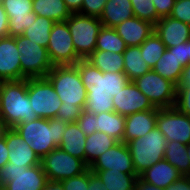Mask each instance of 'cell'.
<instances>
[{"label": "cell", "instance_id": "obj_1", "mask_svg": "<svg viewBox=\"0 0 190 190\" xmlns=\"http://www.w3.org/2000/svg\"><path fill=\"white\" fill-rule=\"evenodd\" d=\"M75 65L87 89L84 110L95 115L113 112L112 97L130 82L126 74L124 72L103 73L86 59H81Z\"/></svg>", "mask_w": 190, "mask_h": 190}, {"label": "cell", "instance_id": "obj_2", "mask_svg": "<svg viewBox=\"0 0 190 190\" xmlns=\"http://www.w3.org/2000/svg\"><path fill=\"white\" fill-rule=\"evenodd\" d=\"M67 125V122L57 118H38L19 123L14 129L41 159L60 145Z\"/></svg>", "mask_w": 190, "mask_h": 190}, {"label": "cell", "instance_id": "obj_3", "mask_svg": "<svg viewBox=\"0 0 190 190\" xmlns=\"http://www.w3.org/2000/svg\"><path fill=\"white\" fill-rule=\"evenodd\" d=\"M0 118L9 128L38 119L31 108L27 79L2 81Z\"/></svg>", "mask_w": 190, "mask_h": 190}, {"label": "cell", "instance_id": "obj_4", "mask_svg": "<svg viewBox=\"0 0 190 190\" xmlns=\"http://www.w3.org/2000/svg\"><path fill=\"white\" fill-rule=\"evenodd\" d=\"M62 103L78 105L83 110L86 105L87 89L82 83L76 65H55L46 75Z\"/></svg>", "mask_w": 190, "mask_h": 190}, {"label": "cell", "instance_id": "obj_5", "mask_svg": "<svg viewBox=\"0 0 190 190\" xmlns=\"http://www.w3.org/2000/svg\"><path fill=\"white\" fill-rule=\"evenodd\" d=\"M126 144L132 156L134 170L139 176L147 168L164 159L167 140L156 126L145 136L132 139Z\"/></svg>", "mask_w": 190, "mask_h": 190}, {"label": "cell", "instance_id": "obj_6", "mask_svg": "<svg viewBox=\"0 0 190 190\" xmlns=\"http://www.w3.org/2000/svg\"><path fill=\"white\" fill-rule=\"evenodd\" d=\"M73 45L81 59H87L95 50L102 23L98 17L72 13L66 20Z\"/></svg>", "mask_w": 190, "mask_h": 190}, {"label": "cell", "instance_id": "obj_7", "mask_svg": "<svg viewBox=\"0 0 190 190\" xmlns=\"http://www.w3.org/2000/svg\"><path fill=\"white\" fill-rule=\"evenodd\" d=\"M15 41L20 52L21 79L46 77L53 68L47 48L22 35L15 36Z\"/></svg>", "mask_w": 190, "mask_h": 190}, {"label": "cell", "instance_id": "obj_8", "mask_svg": "<svg viewBox=\"0 0 190 190\" xmlns=\"http://www.w3.org/2000/svg\"><path fill=\"white\" fill-rule=\"evenodd\" d=\"M47 181L41 164L26 167L8 162L0 169V187L5 190H42Z\"/></svg>", "mask_w": 190, "mask_h": 190}, {"label": "cell", "instance_id": "obj_9", "mask_svg": "<svg viewBox=\"0 0 190 190\" xmlns=\"http://www.w3.org/2000/svg\"><path fill=\"white\" fill-rule=\"evenodd\" d=\"M27 93L38 118H56L62 101L46 77L27 78Z\"/></svg>", "mask_w": 190, "mask_h": 190}, {"label": "cell", "instance_id": "obj_10", "mask_svg": "<svg viewBox=\"0 0 190 190\" xmlns=\"http://www.w3.org/2000/svg\"><path fill=\"white\" fill-rule=\"evenodd\" d=\"M156 108L175 107L176 85L151 69L132 81Z\"/></svg>", "mask_w": 190, "mask_h": 190}, {"label": "cell", "instance_id": "obj_11", "mask_svg": "<svg viewBox=\"0 0 190 190\" xmlns=\"http://www.w3.org/2000/svg\"><path fill=\"white\" fill-rule=\"evenodd\" d=\"M40 164L48 180L62 181L84 173L89 167L59 147L40 159Z\"/></svg>", "mask_w": 190, "mask_h": 190}, {"label": "cell", "instance_id": "obj_12", "mask_svg": "<svg viewBox=\"0 0 190 190\" xmlns=\"http://www.w3.org/2000/svg\"><path fill=\"white\" fill-rule=\"evenodd\" d=\"M49 59L55 65H75L81 58L77 55L67 22H55L47 46Z\"/></svg>", "mask_w": 190, "mask_h": 190}, {"label": "cell", "instance_id": "obj_13", "mask_svg": "<svg viewBox=\"0 0 190 190\" xmlns=\"http://www.w3.org/2000/svg\"><path fill=\"white\" fill-rule=\"evenodd\" d=\"M156 126L167 141L190 143V116L176 107L158 108Z\"/></svg>", "mask_w": 190, "mask_h": 190}, {"label": "cell", "instance_id": "obj_14", "mask_svg": "<svg viewBox=\"0 0 190 190\" xmlns=\"http://www.w3.org/2000/svg\"><path fill=\"white\" fill-rule=\"evenodd\" d=\"M33 0H1L8 16V36H20L29 28L37 15L33 12Z\"/></svg>", "mask_w": 190, "mask_h": 190}, {"label": "cell", "instance_id": "obj_15", "mask_svg": "<svg viewBox=\"0 0 190 190\" xmlns=\"http://www.w3.org/2000/svg\"><path fill=\"white\" fill-rule=\"evenodd\" d=\"M90 170L120 171L137 175L132 162V156L126 143L118 142L112 148L101 154L90 166Z\"/></svg>", "mask_w": 190, "mask_h": 190}, {"label": "cell", "instance_id": "obj_16", "mask_svg": "<svg viewBox=\"0 0 190 190\" xmlns=\"http://www.w3.org/2000/svg\"><path fill=\"white\" fill-rule=\"evenodd\" d=\"M112 101L114 111L122 116H128L139 111L158 110L132 81L114 95Z\"/></svg>", "mask_w": 190, "mask_h": 190}, {"label": "cell", "instance_id": "obj_17", "mask_svg": "<svg viewBox=\"0 0 190 190\" xmlns=\"http://www.w3.org/2000/svg\"><path fill=\"white\" fill-rule=\"evenodd\" d=\"M20 52L15 37L0 38V80H21Z\"/></svg>", "mask_w": 190, "mask_h": 190}, {"label": "cell", "instance_id": "obj_18", "mask_svg": "<svg viewBox=\"0 0 190 190\" xmlns=\"http://www.w3.org/2000/svg\"><path fill=\"white\" fill-rule=\"evenodd\" d=\"M5 142L9 150V163L18 166L24 165L26 167L40 164L39 156L30 148L14 128H9L6 131Z\"/></svg>", "mask_w": 190, "mask_h": 190}, {"label": "cell", "instance_id": "obj_19", "mask_svg": "<svg viewBox=\"0 0 190 190\" xmlns=\"http://www.w3.org/2000/svg\"><path fill=\"white\" fill-rule=\"evenodd\" d=\"M154 31L167 48L190 39V25L170 16L160 18L154 25Z\"/></svg>", "mask_w": 190, "mask_h": 190}, {"label": "cell", "instance_id": "obj_20", "mask_svg": "<svg viewBox=\"0 0 190 190\" xmlns=\"http://www.w3.org/2000/svg\"><path fill=\"white\" fill-rule=\"evenodd\" d=\"M114 29L127 47L140 46L154 32V24L134 16L123 21Z\"/></svg>", "mask_w": 190, "mask_h": 190}, {"label": "cell", "instance_id": "obj_21", "mask_svg": "<svg viewBox=\"0 0 190 190\" xmlns=\"http://www.w3.org/2000/svg\"><path fill=\"white\" fill-rule=\"evenodd\" d=\"M157 110L139 111L126 116L123 142L145 136L156 128Z\"/></svg>", "mask_w": 190, "mask_h": 190}, {"label": "cell", "instance_id": "obj_22", "mask_svg": "<svg viewBox=\"0 0 190 190\" xmlns=\"http://www.w3.org/2000/svg\"><path fill=\"white\" fill-rule=\"evenodd\" d=\"M182 176L183 175L165 159L153 164L139 175L144 182L161 189L168 188Z\"/></svg>", "mask_w": 190, "mask_h": 190}, {"label": "cell", "instance_id": "obj_23", "mask_svg": "<svg viewBox=\"0 0 190 190\" xmlns=\"http://www.w3.org/2000/svg\"><path fill=\"white\" fill-rule=\"evenodd\" d=\"M134 16L131 0H107L99 19L102 26L114 28Z\"/></svg>", "mask_w": 190, "mask_h": 190}, {"label": "cell", "instance_id": "obj_24", "mask_svg": "<svg viewBox=\"0 0 190 190\" xmlns=\"http://www.w3.org/2000/svg\"><path fill=\"white\" fill-rule=\"evenodd\" d=\"M86 135L79 128L77 122L68 123L63 133L62 140L58 146L66 153L77 157L85 162Z\"/></svg>", "mask_w": 190, "mask_h": 190}, {"label": "cell", "instance_id": "obj_25", "mask_svg": "<svg viewBox=\"0 0 190 190\" xmlns=\"http://www.w3.org/2000/svg\"><path fill=\"white\" fill-rule=\"evenodd\" d=\"M126 116L117 112H102L96 114V131L106 133L118 142H123Z\"/></svg>", "mask_w": 190, "mask_h": 190}, {"label": "cell", "instance_id": "obj_26", "mask_svg": "<svg viewBox=\"0 0 190 190\" xmlns=\"http://www.w3.org/2000/svg\"><path fill=\"white\" fill-rule=\"evenodd\" d=\"M118 141L106 133L96 131L86 137L85 163L89 167L101 154L112 148Z\"/></svg>", "mask_w": 190, "mask_h": 190}, {"label": "cell", "instance_id": "obj_27", "mask_svg": "<svg viewBox=\"0 0 190 190\" xmlns=\"http://www.w3.org/2000/svg\"><path fill=\"white\" fill-rule=\"evenodd\" d=\"M33 12L54 22H64L72 14L64 0H33Z\"/></svg>", "mask_w": 190, "mask_h": 190}, {"label": "cell", "instance_id": "obj_28", "mask_svg": "<svg viewBox=\"0 0 190 190\" xmlns=\"http://www.w3.org/2000/svg\"><path fill=\"white\" fill-rule=\"evenodd\" d=\"M124 58V73L130 81L148 73L151 68L141 55L140 46H128L122 53Z\"/></svg>", "mask_w": 190, "mask_h": 190}, {"label": "cell", "instance_id": "obj_29", "mask_svg": "<svg viewBox=\"0 0 190 190\" xmlns=\"http://www.w3.org/2000/svg\"><path fill=\"white\" fill-rule=\"evenodd\" d=\"M96 173L108 190H134L138 175L126 174L120 171L91 170Z\"/></svg>", "mask_w": 190, "mask_h": 190}, {"label": "cell", "instance_id": "obj_30", "mask_svg": "<svg viewBox=\"0 0 190 190\" xmlns=\"http://www.w3.org/2000/svg\"><path fill=\"white\" fill-rule=\"evenodd\" d=\"M86 60L103 73L124 71V58L122 53L94 50Z\"/></svg>", "mask_w": 190, "mask_h": 190}, {"label": "cell", "instance_id": "obj_31", "mask_svg": "<svg viewBox=\"0 0 190 190\" xmlns=\"http://www.w3.org/2000/svg\"><path fill=\"white\" fill-rule=\"evenodd\" d=\"M183 68L184 66L175 57L173 51L166 49L163 56L160 57L152 69L163 78L173 82L177 86Z\"/></svg>", "mask_w": 190, "mask_h": 190}, {"label": "cell", "instance_id": "obj_32", "mask_svg": "<svg viewBox=\"0 0 190 190\" xmlns=\"http://www.w3.org/2000/svg\"><path fill=\"white\" fill-rule=\"evenodd\" d=\"M164 159L175 167L183 176L190 172L187 145L177 141H167Z\"/></svg>", "mask_w": 190, "mask_h": 190}, {"label": "cell", "instance_id": "obj_33", "mask_svg": "<svg viewBox=\"0 0 190 190\" xmlns=\"http://www.w3.org/2000/svg\"><path fill=\"white\" fill-rule=\"evenodd\" d=\"M54 24L55 22L51 19L37 15L36 20L32 21L29 28L23 32L22 36L42 47L47 48L50 32Z\"/></svg>", "mask_w": 190, "mask_h": 190}, {"label": "cell", "instance_id": "obj_34", "mask_svg": "<svg viewBox=\"0 0 190 190\" xmlns=\"http://www.w3.org/2000/svg\"><path fill=\"white\" fill-rule=\"evenodd\" d=\"M124 40L114 28L102 26L99 30L95 50L123 53L126 50Z\"/></svg>", "mask_w": 190, "mask_h": 190}, {"label": "cell", "instance_id": "obj_35", "mask_svg": "<svg viewBox=\"0 0 190 190\" xmlns=\"http://www.w3.org/2000/svg\"><path fill=\"white\" fill-rule=\"evenodd\" d=\"M140 48L143 59L151 69L167 49L155 31L140 45Z\"/></svg>", "mask_w": 190, "mask_h": 190}, {"label": "cell", "instance_id": "obj_36", "mask_svg": "<svg viewBox=\"0 0 190 190\" xmlns=\"http://www.w3.org/2000/svg\"><path fill=\"white\" fill-rule=\"evenodd\" d=\"M135 17L152 24L157 22V12L151 0L131 1Z\"/></svg>", "mask_w": 190, "mask_h": 190}, {"label": "cell", "instance_id": "obj_37", "mask_svg": "<svg viewBox=\"0 0 190 190\" xmlns=\"http://www.w3.org/2000/svg\"><path fill=\"white\" fill-rule=\"evenodd\" d=\"M170 17L190 25V0H175Z\"/></svg>", "mask_w": 190, "mask_h": 190}, {"label": "cell", "instance_id": "obj_38", "mask_svg": "<svg viewBox=\"0 0 190 190\" xmlns=\"http://www.w3.org/2000/svg\"><path fill=\"white\" fill-rule=\"evenodd\" d=\"M175 107L182 113L190 116V86H176Z\"/></svg>", "mask_w": 190, "mask_h": 190}, {"label": "cell", "instance_id": "obj_39", "mask_svg": "<svg viewBox=\"0 0 190 190\" xmlns=\"http://www.w3.org/2000/svg\"><path fill=\"white\" fill-rule=\"evenodd\" d=\"M64 190H87L89 185V168L82 174L62 180Z\"/></svg>", "mask_w": 190, "mask_h": 190}, {"label": "cell", "instance_id": "obj_40", "mask_svg": "<svg viewBox=\"0 0 190 190\" xmlns=\"http://www.w3.org/2000/svg\"><path fill=\"white\" fill-rule=\"evenodd\" d=\"M82 112L83 109L78 105L73 104L72 106H69L66 105V103H62L58 110L56 118L67 123L76 122Z\"/></svg>", "mask_w": 190, "mask_h": 190}, {"label": "cell", "instance_id": "obj_41", "mask_svg": "<svg viewBox=\"0 0 190 190\" xmlns=\"http://www.w3.org/2000/svg\"><path fill=\"white\" fill-rule=\"evenodd\" d=\"M107 0H83L79 14L100 18Z\"/></svg>", "mask_w": 190, "mask_h": 190}, {"label": "cell", "instance_id": "obj_42", "mask_svg": "<svg viewBox=\"0 0 190 190\" xmlns=\"http://www.w3.org/2000/svg\"><path fill=\"white\" fill-rule=\"evenodd\" d=\"M76 122L86 136L96 132V115L94 113L83 110Z\"/></svg>", "mask_w": 190, "mask_h": 190}, {"label": "cell", "instance_id": "obj_43", "mask_svg": "<svg viewBox=\"0 0 190 190\" xmlns=\"http://www.w3.org/2000/svg\"><path fill=\"white\" fill-rule=\"evenodd\" d=\"M157 12V21L170 16L175 0H151Z\"/></svg>", "mask_w": 190, "mask_h": 190}, {"label": "cell", "instance_id": "obj_44", "mask_svg": "<svg viewBox=\"0 0 190 190\" xmlns=\"http://www.w3.org/2000/svg\"><path fill=\"white\" fill-rule=\"evenodd\" d=\"M169 51H173L175 57L185 67L189 64V56L187 52V42L178 44L174 47L167 48Z\"/></svg>", "mask_w": 190, "mask_h": 190}, {"label": "cell", "instance_id": "obj_45", "mask_svg": "<svg viewBox=\"0 0 190 190\" xmlns=\"http://www.w3.org/2000/svg\"><path fill=\"white\" fill-rule=\"evenodd\" d=\"M87 190H108L106 185L102 183L101 179L96 173L89 169V185Z\"/></svg>", "mask_w": 190, "mask_h": 190}, {"label": "cell", "instance_id": "obj_46", "mask_svg": "<svg viewBox=\"0 0 190 190\" xmlns=\"http://www.w3.org/2000/svg\"><path fill=\"white\" fill-rule=\"evenodd\" d=\"M8 16L0 2V38L8 36Z\"/></svg>", "mask_w": 190, "mask_h": 190}, {"label": "cell", "instance_id": "obj_47", "mask_svg": "<svg viewBox=\"0 0 190 190\" xmlns=\"http://www.w3.org/2000/svg\"><path fill=\"white\" fill-rule=\"evenodd\" d=\"M9 150L7 148L5 137L0 141V169L8 163Z\"/></svg>", "mask_w": 190, "mask_h": 190}, {"label": "cell", "instance_id": "obj_48", "mask_svg": "<svg viewBox=\"0 0 190 190\" xmlns=\"http://www.w3.org/2000/svg\"><path fill=\"white\" fill-rule=\"evenodd\" d=\"M165 190H190V185L187 179L182 176L179 180H177L174 184H172Z\"/></svg>", "mask_w": 190, "mask_h": 190}, {"label": "cell", "instance_id": "obj_49", "mask_svg": "<svg viewBox=\"0 0 190 190\" xmlns=\"http://www.w3.org/2000/svg\"><path fill=\"white\" fill-rule=\"evenodd\" d=\"M177 86H190V64L183 68Z\"/></svg>", "mask_w": 190, "mask_h": 190}, {"label": "cell", "instance_id": "obj_50", "mask_svg": "<svg viewBox=\"0 0 190 190\" xmlns=\"http://www.w3.org/2000/svg\"><path fill=\"white\" fill-rule=\"evenodd\" d=\"M134 190H165L158 188L150 183L144 182L140 177L136 180Z\"/></svg>", "mask_w": 190, "mask_h": 190}, {"label": "cell", "instance_id": "obj_51", "mask_svg": "<svg viewBox=\"0 0 190 190\" xmlns=\"http://www.w3.org/2000/svg\"><path fill=\"white\" fill-rule=\"evenodd\" d=\"M71 13H79L83 0H64Z\"/></svg>", "mask_w": 190, "mask_h": 190}, {"label": "cell", "instance_id": "obj_52", "mask_svg": "<svg viewBox=\"0 0 190 190\" xmlns=\"http://www.w3.org/2000/svg\"><path fill=\"white\" fill-rule=\"evenodd\" d=\"M42 190H64L62 181L48 180Z\"/></svg>", "mask_w": 190, "mask_h": 190}, {"label": "cell", "instance_id": "obj_53", "mask_svg": "<svg viewBox=\"0 0 190 190\" xmlns=\"http://www.w3.org/2000/svg\"><path fill=\"white\" fill-rule=\"evenodd\" d=\"M9 129L7 124L0 118V141L4 139L6 131Z\"/></svg>", "mask_w": 190, "mask_h": 190}, {"label": "cell", "instance_id": "obj_54", "mask_svg": "<svg viewBox=\"0 0 190 190\" xmlns=\"http://www.w3.org/2000/svg\"><path fill=\"white\" fill-rule=\"evenodd\" d=\"M187 52H188L189 64H190V39L187 41Z\"/></svg>", "mask_w": 190, "mask_h": 190}, {"label": "cell", "instance_id": "obj_55", "mask_svg": "<svg viewBox=\"0 0 190 190\" xmlns=\"http://www.w3.org/2000/svg\"><path fill=\"white\" fill-rule=\"evenodd\" d=\"M187 154H188V159L190 161V143L187 145Z\"/></svg>", "mask_w": 190, "mask_h": 190}, {"label": "cell", "instance_id": "obj_56", "mask_svg": "<svg viewBox=\"0 0 190 190\" xmlns=\"http://www.w3.org/2000/svg\"><path fill=\"white\" fill-rule=\"evenodd\" d=\"M184 177L187 179V181H188V183L190 185V172L187 173Z\"/></svg>", "mask_w": 190, "mask_h": 190}, {"label": "cell", "instance_id": "obj_57", "mask_svg": "<svg viewBox=\"0 0 190 190\" xmlns=\"http://www.w3.org/2000/svg\"><path fill=\"white\" fill-rule=\"evenodd\" d=\"M1 91H2V81L0 80V99H1Z\"/></svg>", "mask_w": 190, "mask_h": 190}]
</instances>
